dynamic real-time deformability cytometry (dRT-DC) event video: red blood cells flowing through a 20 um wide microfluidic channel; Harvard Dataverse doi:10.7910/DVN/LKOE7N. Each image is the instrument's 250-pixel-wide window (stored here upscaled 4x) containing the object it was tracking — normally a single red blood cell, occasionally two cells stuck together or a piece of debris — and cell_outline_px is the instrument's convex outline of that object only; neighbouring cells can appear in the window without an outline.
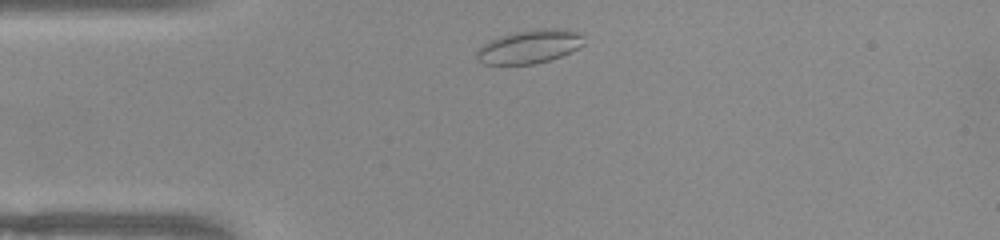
{"species": "common noctule bat (a hibernating species)", "species_latin": "Nyctalus noctula", "temperature_condition": "warm", "stored_images_in_passage": 42, "camera_frame_rate_fps": 3000, "um_per_image_px": 0.085, "animal": {"sex": "female", "body_mass_g": 22.0, "forearm_length_mm": 56.7}, "frame": {"image": 1, "passage_image": 2, "time_ms": 0.333, "image_size_px": [1000, 240], "cell_outline_px": [[584, 44], [552, 60], [536, 64], [484, 64], [476, 60], [476, 52], [488, 40], [500, 36], [516, 32], [548, 28], [552, 28], [576, 32], [584, 36]], "centroid_in_image_um": [44.97, 3.98], "position_along_channel_um": 40.0, "area_um2": 20.69}}
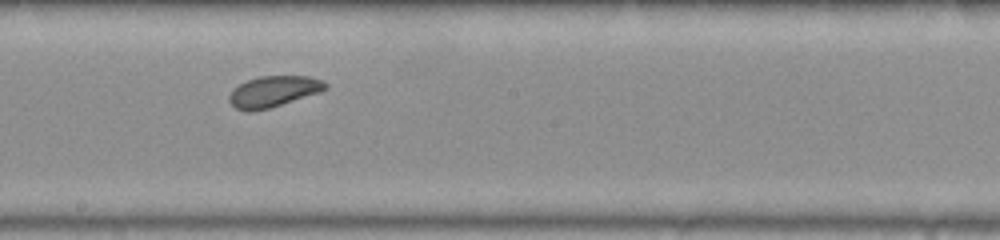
{"frame": {"image": 2, "passage_image": 18, "time_ms": 5.667, "image_size_px": [1000, 240], "cell_outline_px": [[328, 88], [320, 92], [268, 108], [252, 112], [244, 112], [236, 108], [228, 100], [228, 96], [232, 88], [248, 80], [260, 76], [308, 76], [324, 80], [328, 84]], "centroid_in_image_um": [23.23, 7.77], "position_along_channel_um": 225.0, "area_um2": 17.46}}
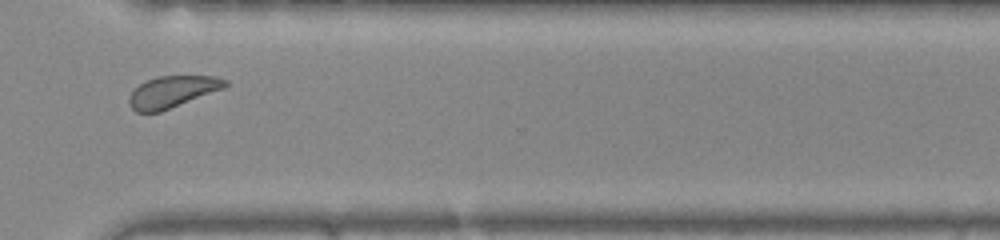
{"frame": {"image": 3, "passage_image": 28, "time_ms": 9.0, "image_size_px": [1000, 240], "cell_outline_px": [[228, 84], [224, 88], [160, 112], [136, 112], [132, 108], [128, 100], [128, 96], [140, 84], [148, 80], [160, 76], [212, 76], [228, 80]], "centroid_in_image_um": [14.65, 7.8], "position_along_channel_um": 356.0, "area_um2": 17.46}, "authors_computed_cell_mechanics": {"area_um2": 18.207, "velocity_mm_per_s": 3.9102, "shape_relaxation_time_tau1_ms": 3.5962, "shape_relaxation_time_tau2_ms": 3.3357, "deformation_change_tau1": 0.0683, "deformation_change_tau2": 0.0929}}